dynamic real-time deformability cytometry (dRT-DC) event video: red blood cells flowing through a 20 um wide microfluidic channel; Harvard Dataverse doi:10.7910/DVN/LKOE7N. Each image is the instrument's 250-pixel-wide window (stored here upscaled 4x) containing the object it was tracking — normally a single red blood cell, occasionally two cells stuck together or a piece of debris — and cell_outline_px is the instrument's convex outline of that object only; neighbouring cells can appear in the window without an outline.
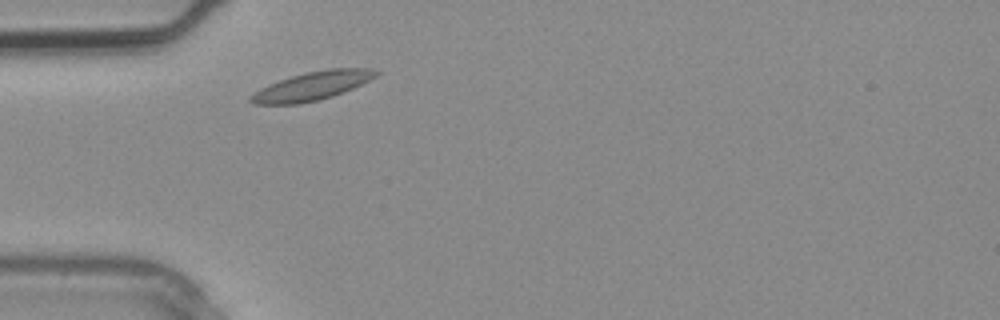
{"species": "common noctule bat (a hibernating species)", "species_latin": "Nyctalus noctula", "temperature_condition": "warm", "stored_images_in_passage": 1, "camera_frame_rate_fps": 3000, "um_per_image_px": 0.085, "animal": {"sex": "male", "body_mass_g": 20.4}, "frame": {"image": 1, "passage_image": 1, "time_ms": 0.0, "image_size_px": [1000, 320], "cell_outline_px": [[380, 72], [376, 76], [352, 88], [332, 96], [300, 104], [256, 104], [248, 100], [248, 96], [260, 88], [268, 84], [292, 76], [308, 72], [328, 68], [372, 68]], "centroid_in_image_um": [26.5, 7.3], "position_along_channel_um": 58.5, "area_um2": 20.58}}